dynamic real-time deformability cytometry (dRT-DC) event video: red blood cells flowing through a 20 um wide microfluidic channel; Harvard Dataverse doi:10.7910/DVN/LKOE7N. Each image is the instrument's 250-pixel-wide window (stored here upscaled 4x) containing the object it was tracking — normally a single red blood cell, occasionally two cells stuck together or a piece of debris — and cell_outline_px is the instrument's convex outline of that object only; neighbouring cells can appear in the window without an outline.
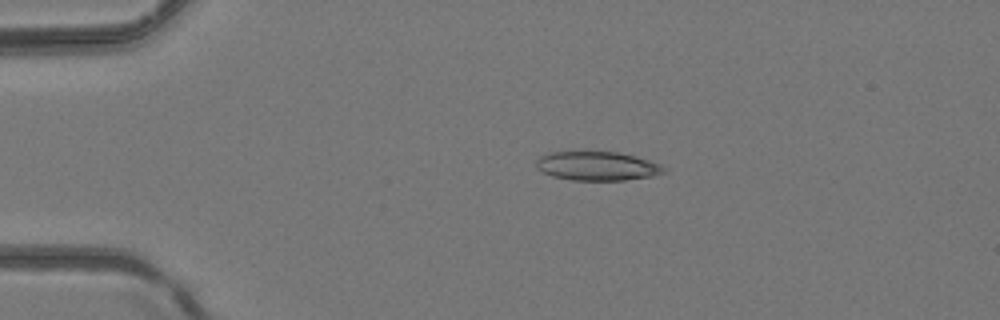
{"species": "common noctule bat (a hibernating species)", "species_latin": "Nyctalus noctula", "temperature_condition": "room temperature", "stored_images_in_passage": 5, "camera_frame_rate_fps": 3000, "um_per_image_px": 0.085, "animal": {"sex": "female", "body_mass_g": 24.6, "forearm_length_mm": 56.2}, "frame": {"image": 1, "passage_image": 4, "time_ms": 1.0, "image_size_px": [1000, 320], "cell_outline_px": [[668, 172], [652, 176], [624, 180], [572, 180], [552, 176], [536, 168], [536, 160], [540, 156], [552, 152], [616, 152], [636, 156], [660, 164], [668, 168]], "centroid_in_image_um": [50.8, 14.12], "position_along_channel_um": 34.2, "area_um2": 21.56}}